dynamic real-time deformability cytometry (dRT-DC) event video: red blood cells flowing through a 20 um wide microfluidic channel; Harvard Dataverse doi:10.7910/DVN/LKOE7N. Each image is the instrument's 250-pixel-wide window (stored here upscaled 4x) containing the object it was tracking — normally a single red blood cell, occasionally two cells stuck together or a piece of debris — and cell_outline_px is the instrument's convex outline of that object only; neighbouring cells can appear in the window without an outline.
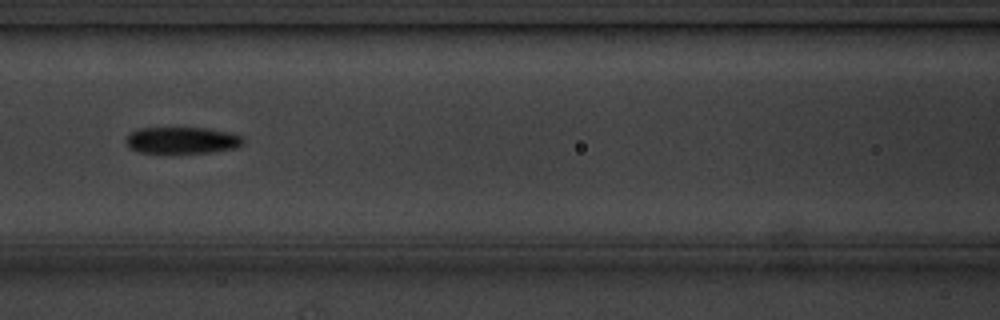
{"species": "common noctule bat (a hibernating species)", "species_latin": "Nyctalus noctula", "temperature_condition": "cold", "stored_images_in_passage": 12, "segment_of_instrument_passage": [1, 2], "camera_frame_rate_fps": 3000, "um_per_image_px": 0.085, "animal": {"sex": "male", "body_mass_g": 20.1, "forearm_length_mm": 53.5}, "frame": {"image": 1, "passage_image": 3, "time_ms": 2.333, "image_size_px": [1000, 320], "cell_outline_px": [[244, 144], [236, 148], [208, 152], [140, 152], [132, 148], [124, 140], [132, 132], [140, 128], [208, 128], [228, 132], [240, 136], [244, 140]], "centroid_in_image_um": [15.51, 11.91], "position_along_channel_um": 151.1, "area_um2": 17.8}}
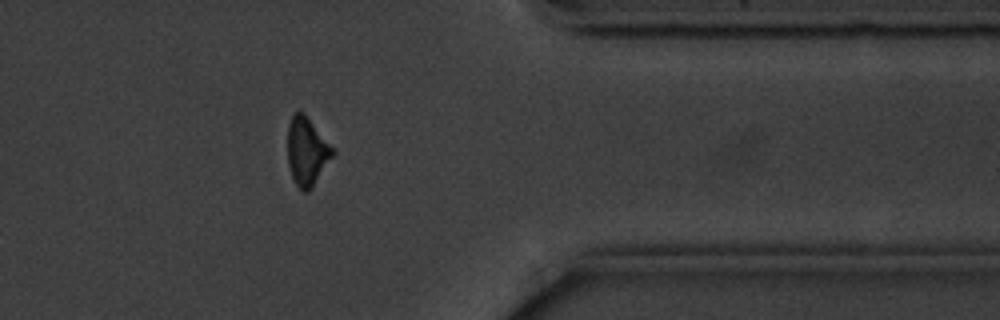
{"frame": {"image": 2, "passage_image": 9, "time_ms": 9.333, "image_size_px": [1000, 320], "cell_outline_px": [[336, 152], [312, 188], [308, 192], [304, 192], [292, 180], [288, 164], [288, 124], [292, 116], [296, 112], [304, 112]], "centroid_in_image_um": [26.08, 12.89], "position_along_channel_um": 385.3, "area_um2": 17.86}}